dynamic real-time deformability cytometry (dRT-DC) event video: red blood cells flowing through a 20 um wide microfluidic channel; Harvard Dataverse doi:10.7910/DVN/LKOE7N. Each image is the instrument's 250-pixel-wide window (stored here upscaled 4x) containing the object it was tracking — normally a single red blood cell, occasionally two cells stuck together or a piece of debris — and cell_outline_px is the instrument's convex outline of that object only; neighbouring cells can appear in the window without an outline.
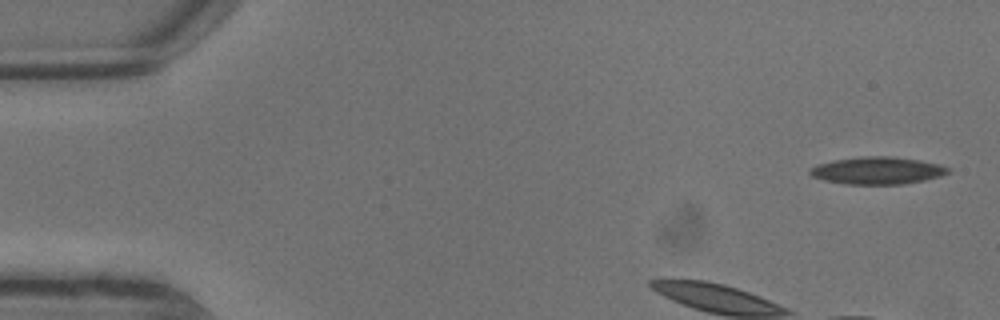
{"species": "common noctule bat (a hibernating species)", "species_latin": "Nyctalus noctula", "temperature_condition": "warm", "stored_images_in_passage": 5, "camera_frame_rate_fps": 3000, "um_per_image_px": 0.085, "animal": {"sex": "male", "body_mass_g": 13.3}, "frame": {"image": 1, "passage_image": 1, "time_ms": 0.0, "image_size_px": [1000, 320], "cell_outline_px": [[952, 168], [948, 172], [940, 176], [924, 180], [904, 184], [844, 184], [824, 180], [812, 176], [808, 172], [816, 164], [832, 160], [864, 156], [892, 156], [920, 160], [940, 164]], "centroid_in_image_um": [74.58, 14.49], "position_along_channel_um": 10.4, "area_um2": 22.08}}